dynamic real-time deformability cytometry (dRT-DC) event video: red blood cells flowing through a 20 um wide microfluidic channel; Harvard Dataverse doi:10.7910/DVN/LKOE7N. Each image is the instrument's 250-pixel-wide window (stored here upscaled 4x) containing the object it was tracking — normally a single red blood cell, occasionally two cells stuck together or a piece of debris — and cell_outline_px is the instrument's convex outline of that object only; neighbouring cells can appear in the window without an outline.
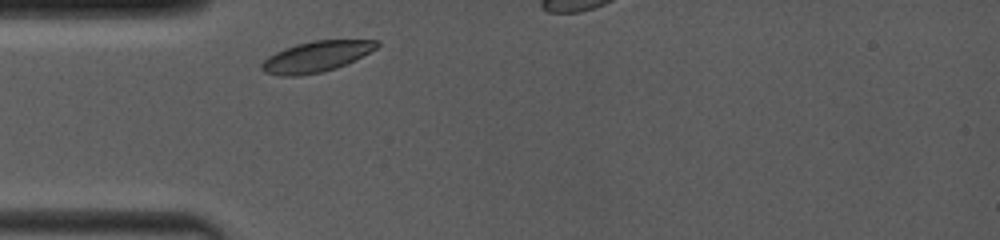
{"species": "common noctule bat (a hibernating species)", "species_latin": "Nyctalus noctula", "temperature_condition": "room temperature", "stored_images_in_passage": 19, "camera_frame_rate_fps": 4000, "um_per_image_px": 0.085, "animal": {"sex": "female", "body_mass_g": 19.0, "forearm_length_mm": 53.3}, "frame": {"image": 1, "passage_image": 2, "time_ms": 0.25, "image_size_px": [1000, 240], "cell_outline_px": [[380, 44], [376, 48], [336, 68], [320, 72], [300, 76], [280, 76], [264, 72], [260, 68], [260, 64], [268, 56], [284, 48], [296, 44], [312, 40], [380, 40]], "centroid_in_image_um": [26.82, 4.81], "position_along_channel_um": 58.2, "area_um2": 20.46}}
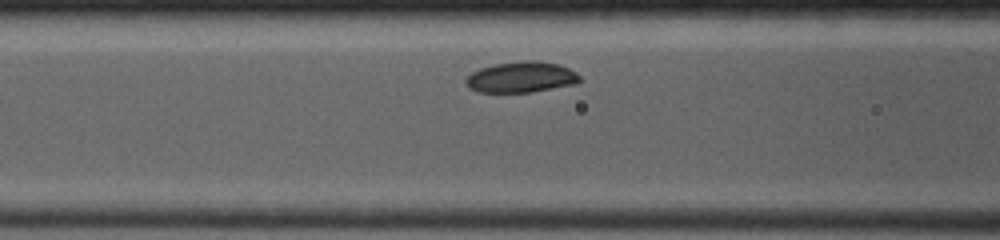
{"frame": {"image": 2, "passage_image": 9, "time_ms": 2.0, "image_size_px": [1000, 240], "cell_outline_px": [[580, 80], [576, 84], [532, 92], [480, 92], [468, 88], [464, 84], [464, 80], [472, 72], [480, 68], [496, 64], [524, 60], [536, 60], [560, 64], [576, 72], [580, 76]], "centroid_in_image_um": [44.3, 6.55], "position_along_channel_um": 122.3, "area_um2": 20.63}}
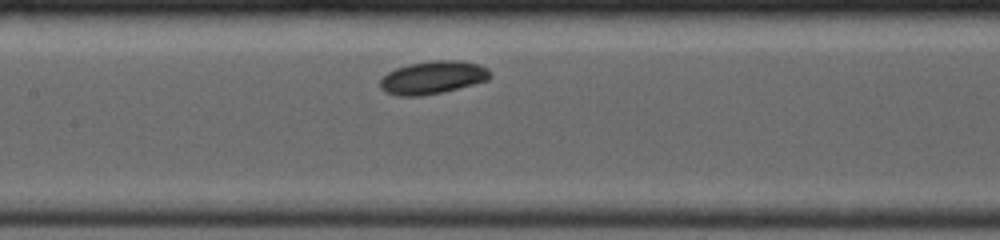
{"frame": {"image": 3, "passage_image": 16, "time_ms": 3.25, "image_size_px": [1000, 240], "cell_outline_px": [[492, 76], [488, 80], [440, 92], [420, 96], [396, 96], [380, 88], [380, 80], [388, 72], [396, 68], [408, 64], [432, 60], [460, 60], [480, 64], [488, 68], [492, 72]], "centroid_in_image_um": [36.81, 6.57], "position_along_channel_um": 170.6, "area_um2": 21.1}}